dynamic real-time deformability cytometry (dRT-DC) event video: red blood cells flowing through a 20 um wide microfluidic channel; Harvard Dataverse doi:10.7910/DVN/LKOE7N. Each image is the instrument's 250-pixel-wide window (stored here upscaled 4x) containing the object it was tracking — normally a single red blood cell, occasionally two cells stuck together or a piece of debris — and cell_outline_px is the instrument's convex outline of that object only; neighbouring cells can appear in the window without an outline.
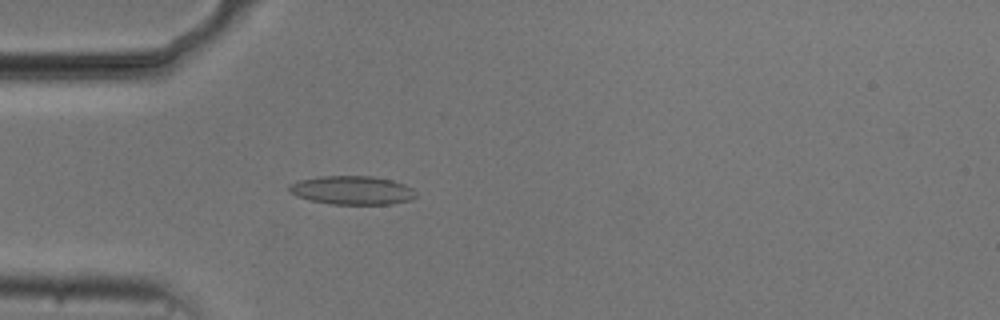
{"species": "common noctule bat (a hibernating species)", "species_latin": "Nyctalus noctula", "temperature_condition": "cold", "stored_images_in_passage": 42, "camera_frame_rate_fps": 3000, "um_per_image_px": 0.085, "animal": {"sex": "male", "body_mass_g": 20.5, "forearm_length_mm": 52.5}, "frame": {"image": 1, "passage_image": 16, "time_ms": 5.0, "image_size_px": [1000, 320], "cell_outline_px": [[416, 196], [412, 200], [392, 204], [332, 204], [312, 200], [296, 196], [288, 192], [288, 184], [300, 180], [320, 176], [372, 176], [392, 180], [404, 184], [412, 188], [416, 192]], "centroid_in_image_um": [29.94, 16.17], "position_along_channel_um": 55.1, "area_um2": 21.27}}
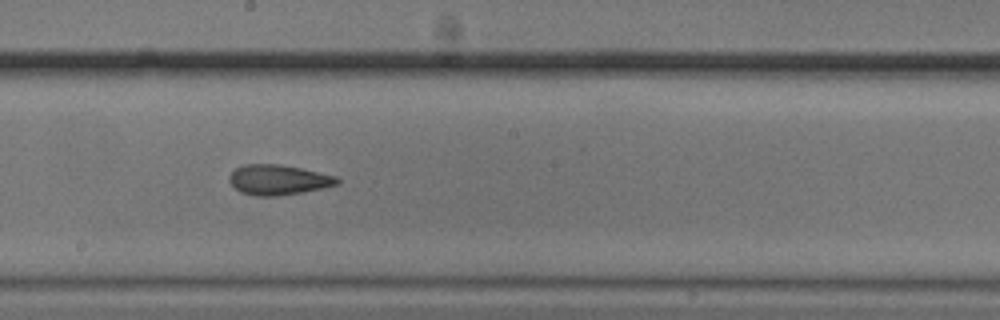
{"frame": {"image": 2, "passage_image": 30, "time_ms": 9.667, "image_size_px": [1000, 320], "cell_outline_px": [[340, 180], [336, 184], [324, 188], [276, 196], [256, 196], [240, 192], [228, 180], [228, 176], [236, 168], [244, 164], [276, 164], [300, 168], [336, 176]], "centroid_in_image_um": [23.62, 15.28], "position_along_channel_um": 224.6, "area_um2": 18.73}}
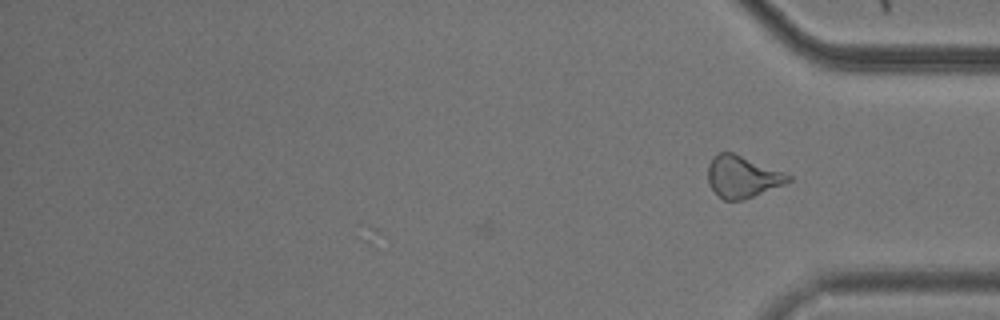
{"frame": {"image": 3, "passage_image": 42, "time_ms": 13.667, "image_size_px": [1000, 320], "cell_outline_px": [[792, 180], [784, 184], [744, 200], [724, 200], [708, 184], [708, 164], [720, 152], [732, 152], [784, 172], [792, 176]], "centroid_in_image_um": [63.11, 15.03], "position_along_channel_um": 372.1, "area_um2": 19.31}, "authors_computed_cell_mechanics": {"area_um2": 19.4786, "velocity_mm_per_s": 3.7374, "shape_relaxation_time_tau1_ms": 5.0404, "shape_relaxation_time_tau2_ms": 2.8966, "deformation_change_tau1": 0.1457, "deformation_change_tau2": 0.1163}}